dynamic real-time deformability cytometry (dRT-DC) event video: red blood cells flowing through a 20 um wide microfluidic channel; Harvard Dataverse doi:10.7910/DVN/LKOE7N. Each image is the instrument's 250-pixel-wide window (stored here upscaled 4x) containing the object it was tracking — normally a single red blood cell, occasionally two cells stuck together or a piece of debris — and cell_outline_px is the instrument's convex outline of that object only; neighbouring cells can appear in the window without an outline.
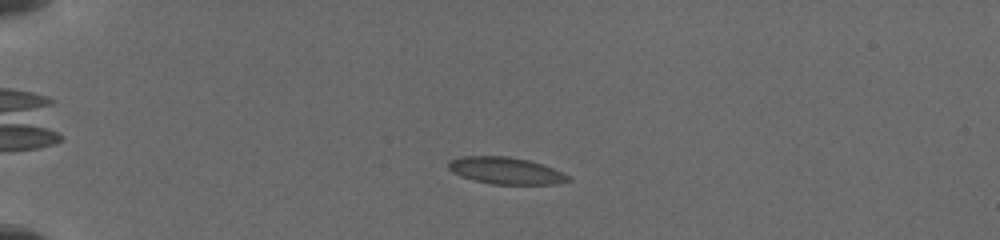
{"species": "common noctule bat (a hibernating species)", "species_latin": "Nyctalus noctula", "temperature_condition": "cold", "stored_images_in_passage": 9, "camera_frame_rate_fps": 3000, "um_per_image_px": 0.085, "animal": {"sex": "female", "body_mass_g": 19.5, "forearm_length_mm": 54.1}, "frame": {"image": 1, "passage_image": 7, "time_ms": 4.333, "image_size_px": [1000, 240], "cell_outline_px": [[572, 180], [552, 184], [492, 184], [476, 180], [452, 172], [448, 168], [448, 164], [452, 160], [464, 156], [508, 156], [528, 160], [552, 168], [568, 176]], "centroid_in_image_um": [42.99, 14.5], "position_along_channel_um": 42.0, "area_um2": 18.26}}